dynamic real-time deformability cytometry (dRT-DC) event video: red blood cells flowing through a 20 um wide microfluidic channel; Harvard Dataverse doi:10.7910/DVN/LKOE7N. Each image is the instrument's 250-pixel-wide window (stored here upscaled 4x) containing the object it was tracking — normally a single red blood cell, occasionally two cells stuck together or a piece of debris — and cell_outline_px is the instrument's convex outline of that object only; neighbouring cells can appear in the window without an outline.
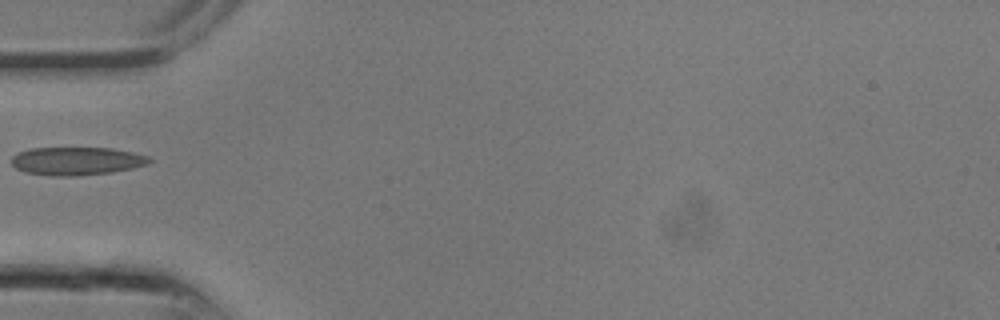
{"species": "common noctule bat (a hibernating species)", "species_latin": "Nyctalus noctula", "temperature_condition": "room temperature", "stored_images_in_passage": 17, "camera_frame_rate_fps": 3000, "um_per_image_px": 0.085, "animal": {"sex": "male", "body_mass_g": 13.3}, "frame": {"image": 1, "passage_image": 1, "time_ms": 0.0, "image_size_px": [1000, 320], "cell_outline_px": [[152, 160], [148, 164], [132, 168], [112, 172], [80, 176], [52, 176], [24, 172], [16, 168], [12, 164], [12, 156], [16, 152], [32, 148], [112, 148], [132, 152], [148, 156]], "centroid_in_image_um": [6.5, 13.69], "position_along_channel_um": 78.5, "area_um2": 22.72}}